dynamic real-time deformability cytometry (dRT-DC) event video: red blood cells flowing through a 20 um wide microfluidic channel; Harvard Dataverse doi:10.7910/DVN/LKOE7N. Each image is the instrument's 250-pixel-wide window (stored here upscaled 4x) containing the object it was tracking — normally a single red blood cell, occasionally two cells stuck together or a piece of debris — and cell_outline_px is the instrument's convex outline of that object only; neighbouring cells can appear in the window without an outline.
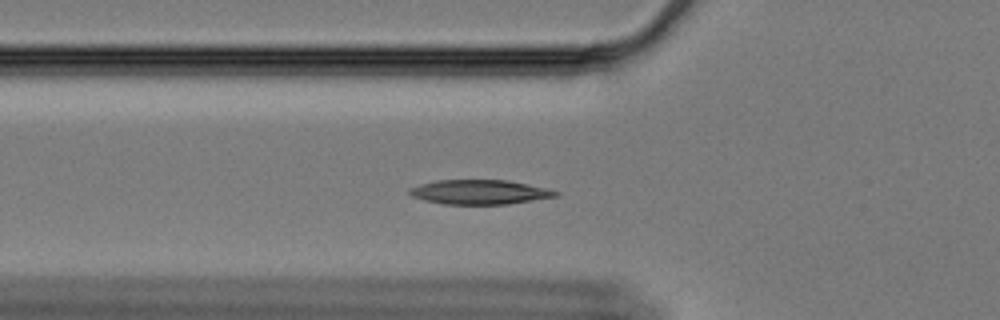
{"species": "Egyptian fruit bat (a non-hibernating species)", "species_latin": "Rousettus aegyptiacus", "temperature_condition": "cold", "stored_images_in_passage": 58, "camera_frame_rate_fps": 3000, "um_per_image_px": 0.085, "animal": {"sex": "female"}, "frame": {"image": 1, "passage_image": 19, "time_ms": 6.0, "image_size_px": [1000, 320], "cell_outline_px": [[560, 192], [556, 196], [508, 204], [444, 204], [424, 200], [412, 196], [408, 192], [408, 188], [420, 184], [436, 180], [508, 180], [548, 188]], "centroid_in_image_um": [40.74, 16.32], "position_along_channel_um": 85.1, "area_um2": 20.81}}
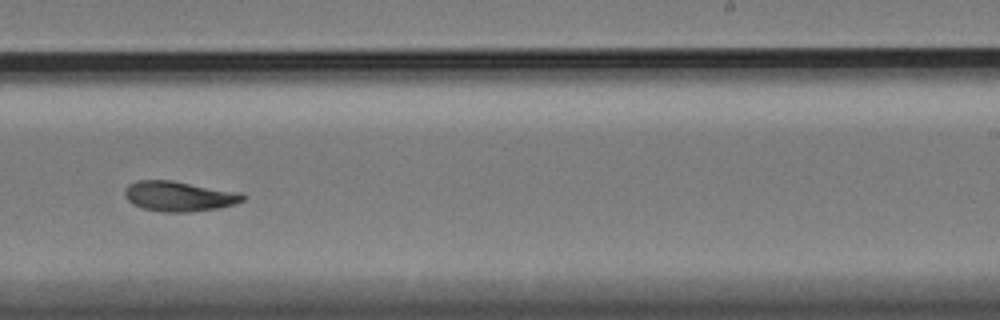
{"frame": {"image": 2, "passage_image": 36, "time_ms": 11.667, "image_size_px": [1000, 320], "cell_outline_px": [[248, 196], [244, 200], [220, 208], [188, 212], [164, 212], [144, 208], [132, 204], [124, 196], [124, 192], [128, 184], [140, 180], [172, 180], [240, 192]], "centroid_in_image_um": [15.23, 16.67], "position_along_channel_um": 273.8, "area_um2": 20.75}}
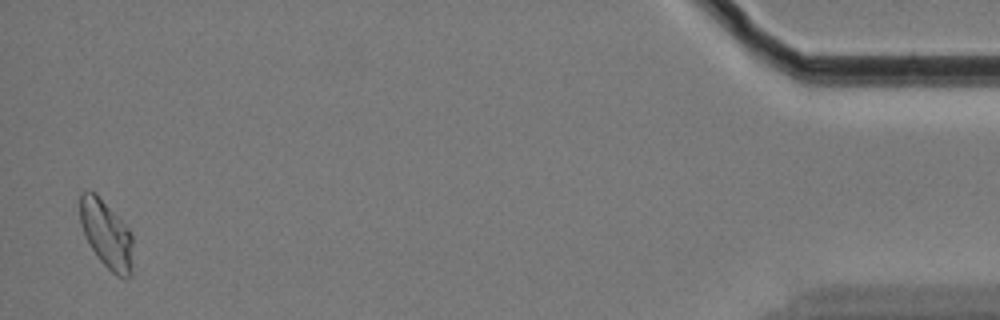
{"frame": {"image": 3, "passage_image": 57, "time_ms": 18.667, "image_size_px": [1000, 320], "cell_outline_px": [[132, 272], [128, 276], [116, 276], [100, 260], [84, 236], [80, 224], [80, 192], [96, 192], [128, 228], [132, 236]], "centroid_in_image_um": [9.03, 19.89], "position_along_channel_um": 426.2, "area_um2": 20.69}, "authors_computed_cell_mechanics": {"area_um2": 20.5768, "velocity_mm_per_s": 3.3253, "shape_relaxation_time_tau1_ms": 9.193, "shape_relaxation_time_tau2_ms": 4.7679, "deformation_change_tau1": 0.1826, "deformation_change_tau2": 0.0954}}